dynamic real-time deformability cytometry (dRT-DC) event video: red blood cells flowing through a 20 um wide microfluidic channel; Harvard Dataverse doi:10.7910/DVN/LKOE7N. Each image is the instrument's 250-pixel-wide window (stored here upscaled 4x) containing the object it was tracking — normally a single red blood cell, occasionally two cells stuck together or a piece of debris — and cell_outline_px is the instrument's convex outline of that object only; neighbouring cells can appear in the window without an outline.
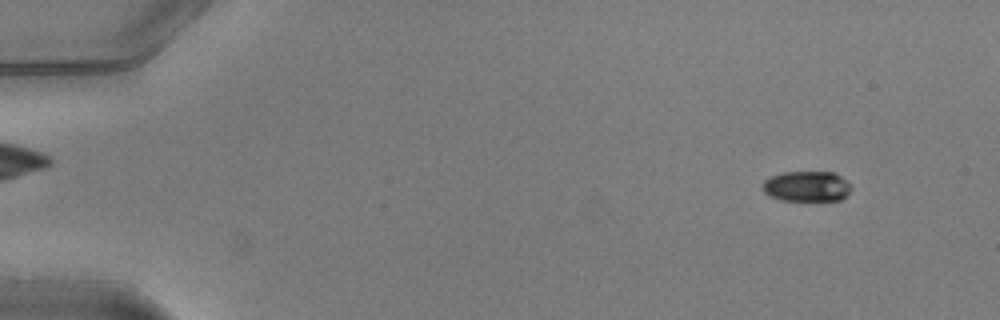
{"species": "common noctule bat (a hibernating species)", "species_latin": "Nyctalus noctula", "temperature_condition": "warm", "stored_images_in_passage": 49, "camera_frame_rate_fps": 3000, "um_per_image_px": 0.085, "animal": {"sex": "male", "body_mass_g": 20.5, "forearm_length_mm": 52.5}, "frame": {"image": 1, "passage_image": 3, "time_ms": 0.667, "image_size_px": [1000, 320], "cell_outline_px": [[852, 188], [840, 200], [780, 200], [768, 196], [764, 192], [764, 180], [772, 176], [784, 172], [836, 172], [848, 180]], "centroid_in_image_um": [68.6, 15.83], "position_along_channel_um": 16.4, "area_um2": 15.72}}
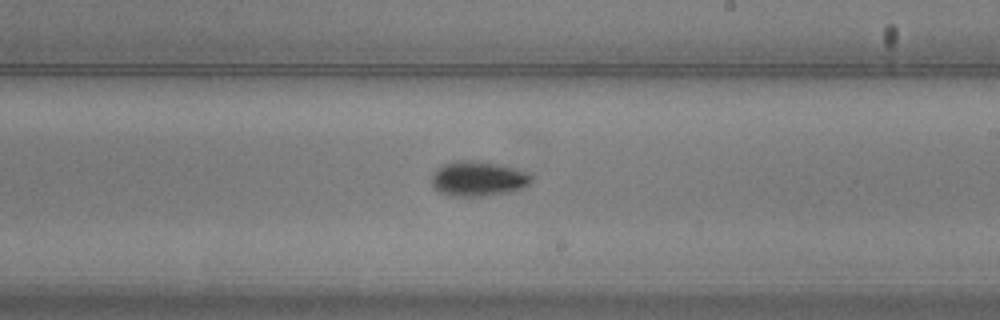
{"frame": {"image": 2, "passage_image": 29, "time_ms": 9.333, "image_size_px": [1000, 320], "cell_outline_px": [[532, 180], [524, 188], [516, 192], [484, 196], [452, 196], [440, 192], [432, 184], [432, 176], [436, 168], [444, 164], [456, 160], [484, 160], [528, 172], [532, 176]], "centroid_in_image_um": [40.68, 15.18], "position_along_channel_um": 248.3, "area_um2": 20.69}}
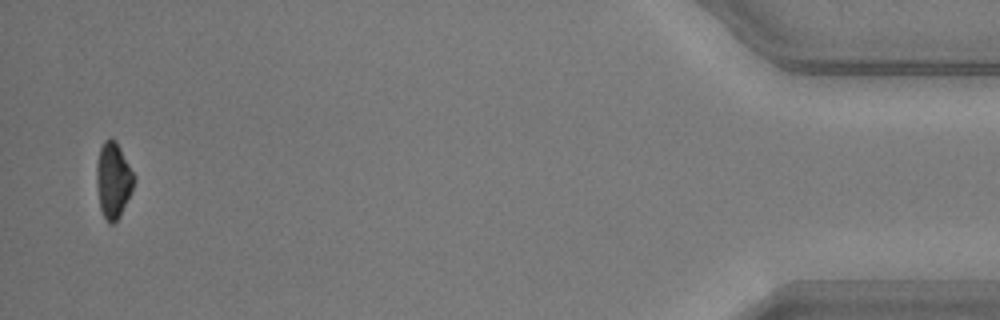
{"frame": {"image": 3, "passage_image": 48, "time_ms": 15.667, "image_size_px": [1000, 320], "cell_outline_px": [[136, 180], [132, 192], [120, 216], [112, 224], [108, 224], [100, 208], [96, 180], [96, 164], [100, 148], [104, 140], [116, 140], [136, 176]], "centroid_in_image_um": [9.65, 15.32], "position_along_channel_um": 425.6, "area_um2": 16.7}, "authors_computed_cell_mechanics": {"area_um2": 17.8602, "velocity_mm_per_s": 4.0509, "shape_relaxation_time_tau1_ms": 1.881, "shape_relaxation_time_tau2_ms": null, "deformation_change_tau1": 0.1087, "deformation_change_tau2": null}}